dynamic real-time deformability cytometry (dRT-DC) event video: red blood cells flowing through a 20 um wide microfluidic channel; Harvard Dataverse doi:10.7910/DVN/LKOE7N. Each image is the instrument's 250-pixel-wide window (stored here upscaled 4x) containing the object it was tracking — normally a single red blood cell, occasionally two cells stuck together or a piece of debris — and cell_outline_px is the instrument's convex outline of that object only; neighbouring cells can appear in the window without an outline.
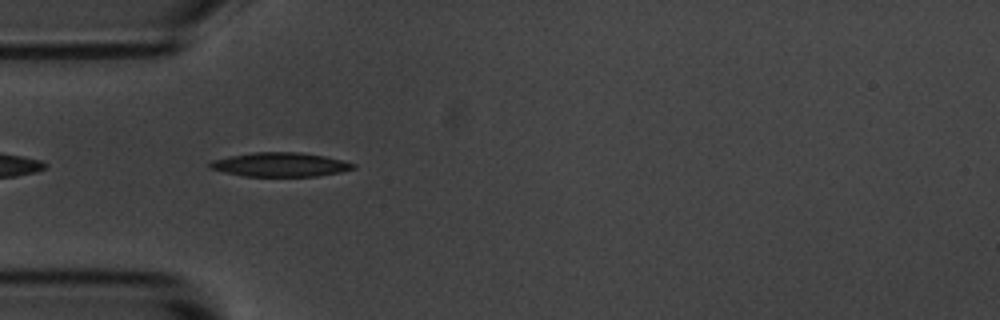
{"species": "common noctule bat (a hibernating species)", "species_latin": "Nyctalus noctula", "temperature_condition": "room temperature", "stored_images_in_passage": 9, "camera_frame_rate_fps": 3000, "um_per_image_px": 0.085, "animal": {"sex": "male", "body_mass_g": 20.1, "forearm_length_mm": 53.5}, "frame": {"image": 1, "passage_image": 3, "time_ms": 2.333, "image_size_px": [1000, 320], "cell_outline_px": [[356, 168], [340, 172], [316, 176], [244, 176], [224, 172], [208, 168], [208, 160], [228, 156], [252, 152], [300, 152], [324, 156], [344, 160], [356, 164]], "centroid_in_image_um": [23.77, 13.98], "position_along_channel_um": 61.2, "area_um2": 20.35}}
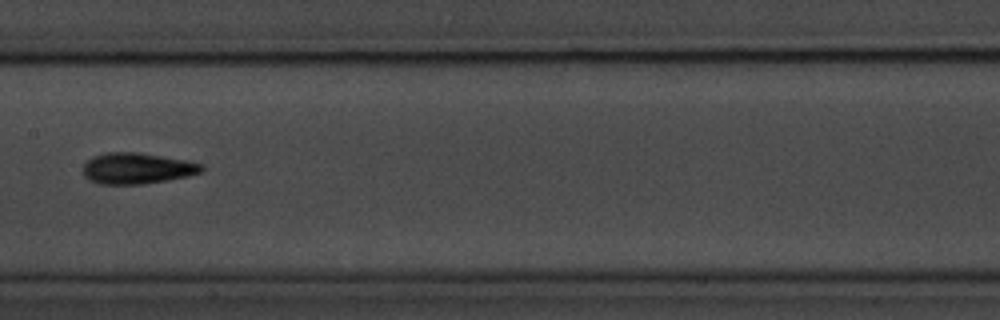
{"frame": {"image": 2, "passage_image": 6, "time_ms": 6.0, "image_size_px": [1000, 320], "cell_outline_px": [[204, 168], [200, 172], [188, 176], [140, 184], [100, 184], [88, 180], [84, 176], [84, 164], [92, 156], [108, 152], [136, 152], [188, 160], [204, 164]], "centroid_in_image_um": [11.64, 14.3], "position_along_channel_um": 195.8, "area_um2": 21.39}}